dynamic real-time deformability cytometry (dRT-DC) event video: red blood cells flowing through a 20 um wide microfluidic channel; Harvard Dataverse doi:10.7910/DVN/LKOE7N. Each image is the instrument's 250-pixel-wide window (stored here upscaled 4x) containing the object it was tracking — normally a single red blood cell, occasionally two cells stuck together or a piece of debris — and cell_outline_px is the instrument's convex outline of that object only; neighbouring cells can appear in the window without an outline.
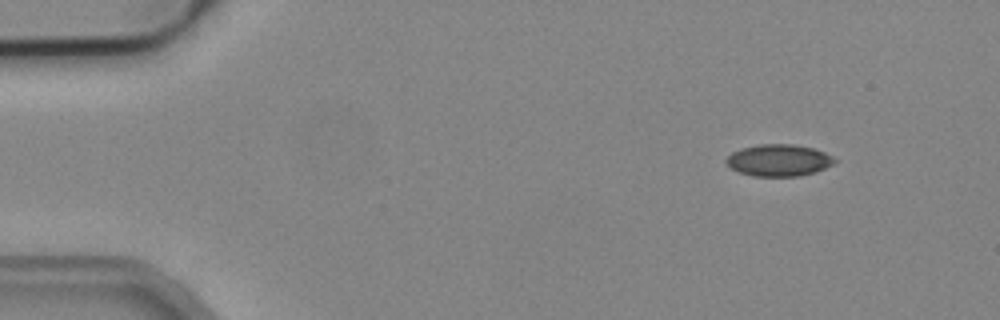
{"species": "common noctule bat (a hibernating species)", "species_latin": "Nyctalus noctula", "temperature_condition": "cold", "stored_images_in_passage": 3, "camera_frame_rate_fps": 3000, "um_per_image_px": 0.085, "animal": {"sex": "male", "body_mass_g": 19.2, "forearm_length_mm": 51.8}, "frame": {"image": 1, "passage_image": 1, "time_ms": 0.0, "image_size_px": [1000, 320], "cell_outline_px": [[836, 160], [832, 164], [816, 172], [800, 176], [752, 176], [740, 172], [732, 168], [724, 160], [732, 152], [740, 148], [760, 144], [792, 144], [812, 148], [824, 152], [832, 156]], "centroid_in_image_um": [66.18, 13.62], "position_along_channel_um": 18.8, "area_um2": 20.0}}